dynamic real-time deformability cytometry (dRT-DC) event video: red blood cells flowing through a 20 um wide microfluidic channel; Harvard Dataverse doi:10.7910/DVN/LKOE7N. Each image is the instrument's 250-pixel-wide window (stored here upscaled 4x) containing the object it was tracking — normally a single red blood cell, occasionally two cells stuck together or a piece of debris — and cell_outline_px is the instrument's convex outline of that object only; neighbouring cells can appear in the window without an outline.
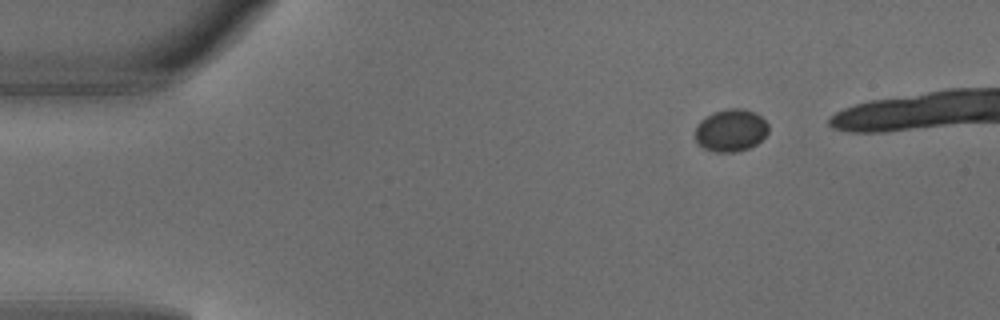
{"species": "common noctule bat (a hibernating species)", "species_latin": "Nyctalus noctula", "temperature_condition": "warm", "stored_images_in_passage": 5, "camera_frame_rate_fps": 3000, "um_per_image_px": 0.085, "animal": {"sex": "male", "body_mass_g": 18.8}, "frame": {"image": 1, "passage_image": 1, "time_ms": 0.0, "image_size_px": [1000, 320], "cell_outline_px": [[768, 132], [756, 144], [748, 148], [736, 152], [716, 152], [704, 148], [696, 144], [696, 124], [700, 120], [716, 112], [728, 108], [740, 108], [756, 112], [768, 124]], "centroid_in_image_um": [62.11, 11.08], "position_along_channel_um": 22.9, "area_um2": 18.03}}
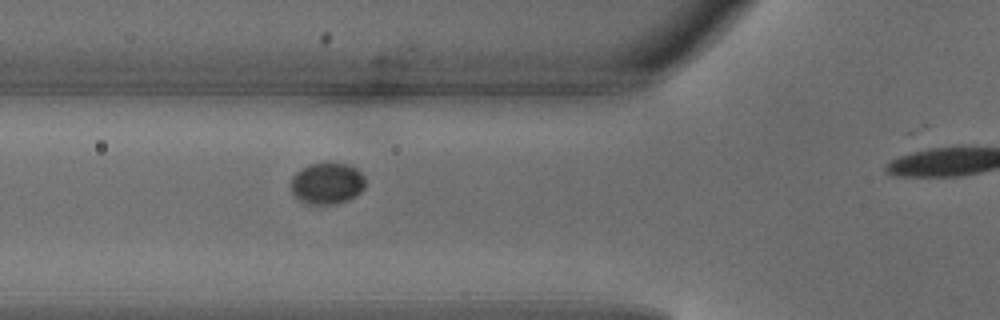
{"frame": {"image": 2, "passage_image": 4, "time_ms": 1.0, "image_size_px": [1000, 320], "cell_outline_px": [[364, 188], [356, 196], [348, 200], [336, 204], [308, 204], [300, 200], [292, 192], [292, 176], [300, 168], [312, 164], [352, 164], [364, 176]], "centroid_in_image_um": [27.82, 15.6], "position_along_channel_um": 98.0, "area_um2": 17.86}}